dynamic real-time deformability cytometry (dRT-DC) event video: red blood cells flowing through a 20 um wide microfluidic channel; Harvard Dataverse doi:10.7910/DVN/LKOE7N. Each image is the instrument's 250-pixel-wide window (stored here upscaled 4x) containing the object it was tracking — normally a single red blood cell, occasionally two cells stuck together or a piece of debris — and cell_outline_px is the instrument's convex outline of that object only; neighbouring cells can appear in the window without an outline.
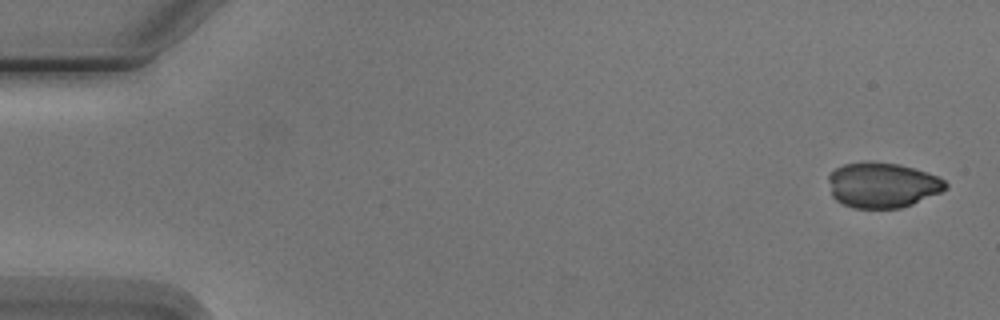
{"species": "Egyptian fruit bat (a non-hibernating species)", "species_latin": "Rousettus aegyptiacus", "temperature_condition": "cold", "stored_images_in_passage": 5, "camera_frame_rate_fps": 3000, "um_per_image_px": 0.085, "animal": {"sex": "male"}, "frame": {"image": 1, "passage_image": 1, "time_ms": 0.0, "image_size_px": [1000, 320], "cell_outline_px": [[948, 188], [940, 192], [912, 204], [900, 208], [852, 208], [836, 200], [832, 196], [828, 180], [828, 176], [836, 168], [844, 164], [864, 160], [872, 160], [900, 164], [928, 172], [944, 180], [948, 184]], "centroid_in_image_um": [74.99, 15.71], "position_along_channel_um": 10.0, "area_um2": 31.21}}